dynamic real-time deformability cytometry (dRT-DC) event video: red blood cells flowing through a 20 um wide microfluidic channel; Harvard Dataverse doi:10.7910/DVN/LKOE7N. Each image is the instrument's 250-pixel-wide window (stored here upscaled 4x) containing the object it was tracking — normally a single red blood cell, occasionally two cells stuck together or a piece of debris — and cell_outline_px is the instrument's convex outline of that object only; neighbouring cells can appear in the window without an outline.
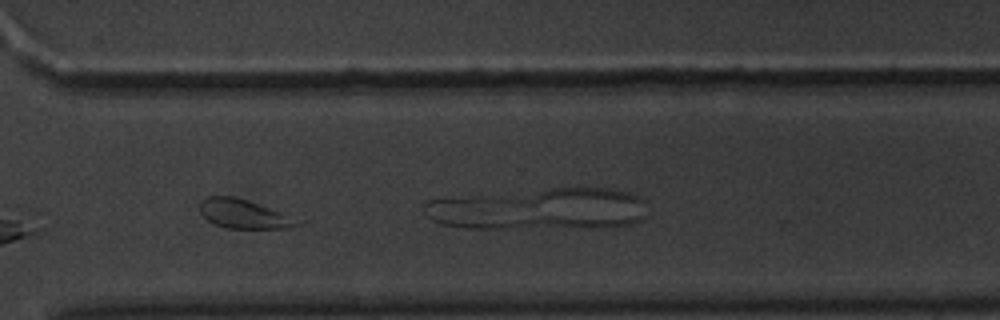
{"species": "common noctule bat (a hibernating species)", "species_latin": "Nyctalus noctula", "temperature_condition": "warm", "stored_images_in_passage": 35, "camera_frame_rate_fps": 3000, "um_per_image_px": 0.085, "animal": {"sex": "male", "body_mass_g": 20.1, "forearm_length_mm": 53.5}, "frame": {"image": 1, "passage_image": 25, "time_ms": 8.0, "image_size_px": [1000, 320], "cell_outline_px": [[312, 220], [304, 224], [288, 228], [228, 228], [216, 224], [208, 220], [200, 212], [200, 200], [208, 196], [232, 196], [248, 200]], "centroid_in_image_um": [20.95, 18.19], "position_along_channel_um": 349.7, "area_um2": 17.28}}